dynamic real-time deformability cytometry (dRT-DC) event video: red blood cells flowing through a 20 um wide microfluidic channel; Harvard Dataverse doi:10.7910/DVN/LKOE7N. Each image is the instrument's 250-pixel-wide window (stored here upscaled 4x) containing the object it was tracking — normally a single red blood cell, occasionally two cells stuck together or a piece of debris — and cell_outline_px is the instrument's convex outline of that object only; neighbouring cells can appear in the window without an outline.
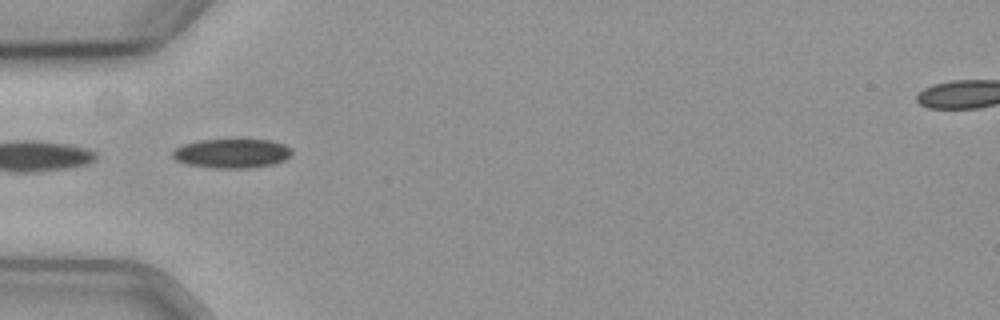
{"species": "common noctule bat (a hibernating species)", "species_latin": "Nyctalus noctula", "temperature_condition": "cold", "stored_images_in_passage": 7, "camera_frame_rate_fps": 3000, "um_per_image_px": 0.085, "animal": {"sex": "female", "body_mass_g": 19.3, "forearm_length_mm": 54.1}, "frame": {"image": 1, "passage_image": 1, "time_ms": 0.0, "image_size_px": [1000, 320], "cell_outline_px": [[292, 152], [284, 160], [272, 164], [248, 168], [216, 168], [188, 164], [176, 160], [172, 156], [172, 152], [176, 148], [184, 144], [200, 140], [272, 140], [284, 144], [292, 148]], "centroid_in_image_um": [19.72, 13.03], "position_along_channel_um": 65.3, "area_um2": 20.11}}
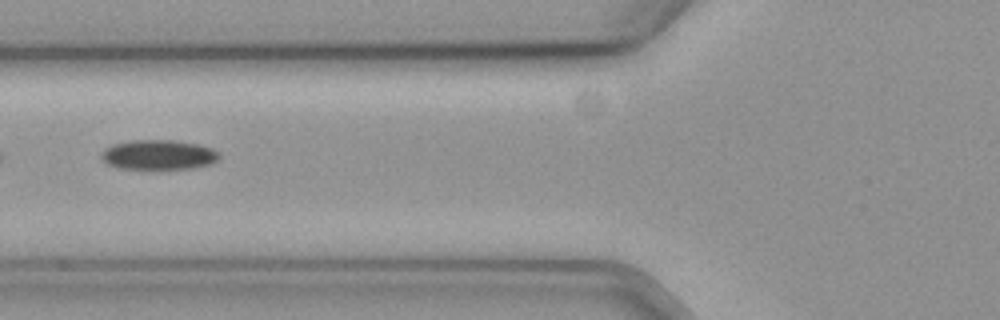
{"frame": {"image": 2, "passage_image": 5, "time_ms": 1.333, "image_size_px": [1000, 320], "cell_outline_px": [[220, 156], [216, 160], [208, 164], [192, 168], [120, 168], [108, 164], [100, 156], [112, 144], [132, 140], [172, 140], [200, 144], [212, 148]], "centroid_in_image_um": [13.49, 13.14], "position_along_channel_um": 112.3, "area_um2": 20.0}}